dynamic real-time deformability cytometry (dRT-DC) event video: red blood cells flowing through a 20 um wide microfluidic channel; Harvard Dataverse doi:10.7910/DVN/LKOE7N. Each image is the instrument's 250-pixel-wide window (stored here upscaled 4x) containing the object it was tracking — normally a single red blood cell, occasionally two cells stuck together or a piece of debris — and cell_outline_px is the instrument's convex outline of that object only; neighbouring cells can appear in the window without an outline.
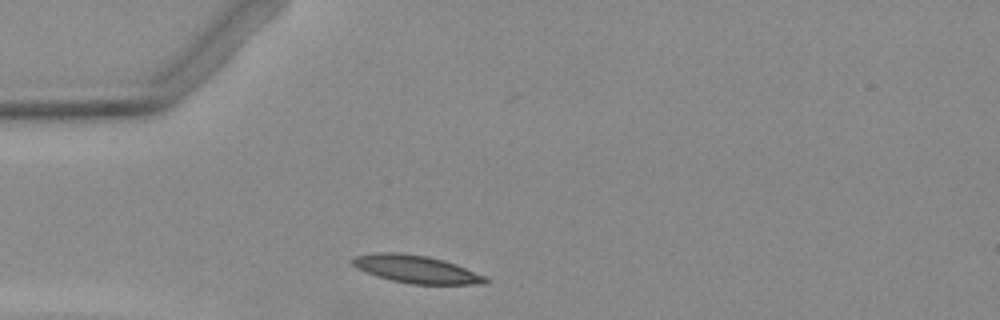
{"species": "Egyptian fruit bat (a non-hibernating species)", "species_latin": "Rousettus aegyptiacus", "temperature_condition": "warm", "stored_images_in_passage": 2, "camera_frame_rate_fps": 3000, "um_per_image_px": 0.085, "animal": {"sex": "female"}, "frame": {"image": 1, "passage_image": 1, "time_ms": 0.0, "image_size_px": [1000, 320], "cell_outline_px": [[488, 284], [412, 284], [392, 280], [376, 276], [352, 264], [348, 260], [356, 256], [376, 252], [396, 252], [428, 256], [444, 260], [456, 264], [484, 276], [488, 280]], "centroid_in_image_um": [35.37, 22.87], "position_along_channel_um": 49.6, "area_um2": 21.27}}